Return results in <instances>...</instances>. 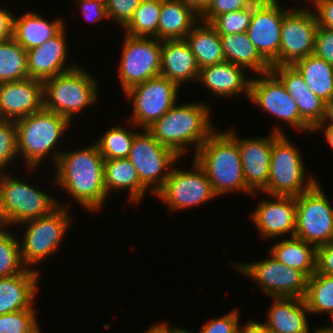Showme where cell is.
<instances>
[{
	"mask_svg": "<svg viewBox=\"0 0 333 333\" xmlns=\"http://www.w3.org/2000/svg\"><path fill=\"white\" fill-rule=\"evenodd\" d=\"M56 181L80 205L95 211L107 197L104 185V157L96 143L74 152L54 153Z\"/></svg>",
	"mask_w": 333,
	"mask_h": 333,
	"instance_id": "1",
	"label": "cell"
},
{
	"mask_svg": "<svg viewBox=\"0 0 333 333\" xmlns=\"http://www.w3.org/2000/svg\"><path fill=\"white\" fill-rule=\"evenodd\" d=\"M208 108L202 103L174 104L147 130L160 144L171 148L179 157L191 143H195L197 152L214 132Z\"/></svg>",
	"mask_w": 333,
	"mask_h": 333,
	"instance_id": "2",
	"label": "cell"
},
{
	"mask_svg": "<svg viewBox=\"0 0 333 333\" xmlns=\"http://www.w3.org/2000/svg\"><path fill=\"white\" fill-rule=\"evenodd\" d=\"M233 132H213L195 153L216 195L233 190L253 194L246 186L241 156Z\"/></svg>",
	"mask_w": 333,
	"mask_h": 333,
	"instance_id": "3",
	"label": "cell"
},
{
	"mask_svg": "<svg viewBox=\"0 0 333 333\" xmlns=\"http://www.w3.org/2000/svg\"><path fill=\"white\" fill-rule=\"evenodd\" d=\"M96 81L78 66L43 81V108L71 122L78 112L96 101Z\"/></svg>",
	"mask_w": 333,
	"mask_h": 333,
	"instance_id": "4",
	"label": "cell"
},
{
	"mask_svg": "<svg viewBox=\"0 0 333 333\" xmlns=\"http://www.w3.org/2000/svg\"><path fill=\"white\" fill-rule=\"evenodd\" d=\"M17 152H22L29 168L38 163L54 148L70 121L55 112L40 111L15 121Z\"/></svg>",
	"mask_w": 333,
	"mask_h": 333,
	"instance_id": "5",
	"label": "cell"
},
{
	"mask_svg": "<svg viewBox=\"0 0 333 333\" xmlns=\"http://www.w3.org/2000/svg\"><path fill=\"white\" fill-rule=\"evenodd\" d=\"M59 205L33 186L0 174V227L43 217Z\"/></svg>",
	"mask_w": 333,
	"mask_h": 333,
	"instance_id": "6",
	"label": "cell"
},
{
	"mask_svg": "<svg viewBox=\"0 0 333 333\" xmlns=\"http://www.w3.org/2000/svg\"><path fill=\"white\" fill-rule=\"evenodd\" d=\"M287 139L284 134H280L272 144L268 184L262 190L272 197H296L317 182L309 177L305 183V167L300 153Z\"/></svg>",
	"mask_w": 333,
	"mask_h": 333,
	"instance_id": "7",
	"label": "cell"
},
{
	"mask_svg": "<svg viewBox=\"0 0 333 333\" xmlns=\"http://www.w3.org/2000/svg\"><path fill=\"white\" fill-rule=\"evenodd\" d=\"M294 236L316 248L333 241V207L318 182L296 196Z\"/></svg>",
	"mask_w": 333,
	"mask_h": 333,
	"instance_id": "8",
	"label": "cell"
},
{
	"mask_svg": "<svg viewBox=\"0 0 333 333\" xmlns=\"http://www.w3.org/2000/svg\"><path fill=\"white\" fill-rule=\"evenodd\" d=\"M235 268L256 280L266 294L273 297L304 298L308 276L295 268L277 261L270 256L263 261L234 264Z\"/></svg>",
	"mask_w": 333,
	"mask_h": 333,
	"instance_id": "9",
	"label": "cell"
},
{
	"mask_svg": "<svg viewBox=\"0 0 333 333\" xmlns=\"http://www.w3.org/2000/svg\"><path fill=\"white\" fill-rule=\"evenodd\" d=\"M144 130L145 133L135 134L128 159L135 166L141 183L146 188L153 185L151 193L156 194L169 176L168 168L179 156L171 148L160 144L147 129ZM166 169L167 172L164 171Z\"/></svg>",
	"mask_w": 333,
	"mask_h": 333,
	"instance_id": "10",
	"label": "cell"
},
{
	"mask_svg": "<svg viewBox=\"0 0 333 333\" xmlns=\"http://www.w3.org/2000/svg\"><path fill=\"white\" fill-rule=\"evenodd\" d=\"M64 208L61 209V205H59L48 215L22 222L26 225L28 223L20 247L23 265L26 268L57 250L71 220L67 209Z\"/></svg>",
	"mask_w": 333,
	"mask_h": 333,
	"instance_id": "11",
	"label": "cell"
},
{
	"mask_svg": "<svg viewBox=\"0 0 333 333\" xmlns=\"http://www.w3.org/2000/svg\"><path fill=\"white\" fill-rule=\"evenodd\" d=\"M317 27L315 12L289 10L282 20L279 56L271 66L293 65L313 54Z\"/></svg>",
	"mask_w": 333,
	"mask_h": 333,
	"instance_id": "12",
	"label": "cell"
},
{
	"mask_svg": "<svg viewBox=\"0 0 333 333\" xmlns=\"http://www.w3.org/2000/svg\"><path fill=\"white\" fill-rule=\"evenodd\" d=\"M161 42L158 39L126 35L119 63L120 82L124 92L160 75Z\"/></svg>",
	"mask_w": 333,
	"mask_h": 333,
	"instance_id": "13",
	"label": "cell"
},
{
	"mask_svg": "<svg viewBox=\"0 0 333 333\" xmlns=\"http://www.w3.org/2000/svg\"><path fill=\"white\" fill-rule=\"evenodd\" d=\"M178 90L174 82L161 75L129 88L125 93L133 99V124L150 127L176 103Z\"/></svg>",
	"mask_w": 333,
	"mask_h": 333,
	"instance_id": "14",
	"label": "cell"
},
{
	"mask_svg": "<svg viewBox=\"0 0 333 333\" xmlns=\"http://www.w3.org/2000/svg\"><path fill=\"white\" fill-rule=\"evenodd\" d=\"M194 171L171 169L163 187L155 194L171 210L188 208L217 196L203 168L194 159Z\"/></svg>",
	"mask_w": 333,
	"mask_h": 333,
	"instance_id": "15",
	"label": "cell"
},
{
	"mask_svg": "<svg viewBox=\"0 0 333 333\" xmlns=\"http://www.w3.org/2000/svg\"><path fill=\"white\" fill-rule=\"evenodd\" d=\"M262 75L265 78L250 79L249 99L295 129L312 132L313 128L301 117L296 102L282 81L272 71Z\"/></svg>",
	"mask_w": 333,
	"mask_h": 333,
	"instance_id": "16",
	"label": "cell"
},
{
	"mask_svg": "<svg viewBox=\"0 0 333 333\" xmlns=\"http://www.w3.org/2000/svg\"><path fill=\"white\" fill-rule=\"evenodd\" d=\"M288 10L278 1L256 0L246 33L259 53L271 64L278 56L281 43V25Z\"/></svg>",
	"mask_w": 333,
	"mask_h": 333,
	"instance_id": "17",
	"label": "cell"
},
{
	"mask_svg": "<svg viewBox=\"0 0 333 333\" xmlns=\"http://www.w3.org/2000/svg\"><path fill=\"white\" fill-rule=\"evenodd\" d=\"M43 108V81L27 78L0 83V117L16 121Z\"/></svg>",
	"mask_w": 333,
	"mask_h": 333,
	"instance_id": "18",
	"label": "cell"
},
{
	"mask_svg": "<svg viewBox=\"0 0 333 333\" xmlns=\"http://www.w3.org/2000/svg\"><path fill=\"white\" fill-rule=\"evenodd\" d=\"M280 134L281 131L276 128L269 138L247 140L236 138L245 184L253 193L263 190L268 184L272 144Z\"/></svg>",
	"mask_w": 333,
	"mask_h": 333,
	"instance_id": "19",
	"label": "cell"
},
{
	"mask_svg": "<svg viewBox=\"0 0 333 333\" xmlns=\"http://www.w3.org/2000/svg\"><path fill=\"white\" fill-rule=\"evenodd\" d=\"M275 201H262L251 215L264 237L286 235L290 231L295 235L296 197L274 196ZM277 200V201H276Z\"/></svg>",
	"mask_w": 333,
	"mask_h": 333,
	"instance_id": "20",
	"label": "cell"
},
{
	"mask_svg": "<svg viewBox=\"0 0 333 333\" xmlns=\"http://www.w3.org/2000/svg\"><path fill=\"white\" fill-rule=\"evenodd\" d=\"M271 71L282 81L297 104L301 117L314 129L322 123L325 102L317 97L292 65L272 66Z\"/></svg>",
	"mask_w": 333,
	"mask_h": 333,
	"instance_id": "21",
	"label": "cell"
},
{
	"mask_svg": "<svg viewBox=\"0 0 333 333\" xmlns=\"http://www.w3.org/2000/svg\"><path fill=\"white\" fill-rule=\"evenodd\" d=\"M64 34L63 28L43 44L26 51L29 78L44 81L77 67L64 68L67 55Z\"/></svg>",
	"mask_w": 333,
	"mask_h": 333,
	"instance_id": "22",
	"label": "cell"
},
{
	"mask_svg": "<svg viewBox=\"0 0 333 333\" xmlns=\"http://www.w3.org/2000/svg\"><path fill=\"white\" fill-rule=\"evenodd\" d=\"M200 68L185 39L163 40L160 75L178 87L190 79L199 78Z\"/></svg>",
	"mask_w": 333,
	"mask_h": 333,
	"instance_id": "23",
	"label": "cell"
},
{
	"mask_svg": "<svg viewBox=\"0 0 333 333\" xmlns=\"http://www.w3.org/2000/svg\"><path fill=\"white\" fill-rule=\"evenodd\" d=\"M38 272L26 268L23 272L0 278V314L34 309Z\"/></svg>",
	"mask_w": 333,
	"mask_h": 333,
	"instance_id": "24",
	"label": "cell"
},
{
	"mask_svg": "<svg viewBox=\"0 0 333 333\" xmlns=\"http://www.w3.org/2000/svg\"><path fill=\"white\" fill-rule=\"evenodd\" d=\"M265 323L273 333H308L307 305L303 298L274 297Z\"/></svg>",
	"mask_w": 333,
	"mask_h": 333,
	"instance_id": "25",
	"label": "cell"
},
{
	"mask_svg": "<svg viewBox=\"0 0 333 333\" xmlns=\"http://www.w3.org/2000/svg\"><path fill=\"white\" fill-rule=\"evenodd\" d=\"M242 68L227 61L209 65L200 69L198 80L217 95L232 96L243 90L249 98L250 80Z\"/></svg>",
	"mask_w": 333,
	"mask_h": 333,
	"instance_id": "26",
	"label": "cell"
},
{
	"mask_svg": "<svg viewBox=\"0 0 333 333\" xmlns=\"http://www.w3.org/2000/svg\"><path fill=\"white\" fill-rule=\"evenodd\" d=\"M197 15L182 0H161L158 40L185 39L187 34L196 25V17H199Z\"/></svg>",
	"mask_w": 333,
	"mask_h": 333,
	"instance_id": "27",
	"label": "cell"
},
{
	"mask_svg": "<svg viewBox=\"0 0 333 333\" xmlns=\"http://www.w3.org/2000/svg\"><path fill=\"white\" fill-rule=\"evenodd\" d=\"M225 61L264 74L271 71V64L259 53L246 32L220 35Z\"/></svg>",
	"mask_w": 333,
	"mask_h": 333,
	"instance_id": "28",
	"label": "cell"
},
{
	"mask_svg": "<svg viewBox=\"0 0 333 333\" xmlns=\"http://www.w3.org/2000/svg\"><path fill=\"white\" fill-rule=\"evenodd\" d=\"M64 28L63 21L44 20L40 15L29 12L20 18H13V38L27 51L38 47L57 35Z\"/></svg>",
	"mask_w": 333,
	"mask_h": 333,
	"instance_id": "29",
	"label": "cell"
},
{
	"mask_svg": "<svg viewBox=\"0 0 333 333\" xmlns=\"http://www.w3.org/2000/svg\"><path fill=\"white\" fill-rule=\"evenodd\" d=\"M104 185L107 195L112 189L129 190V199L138 202L146 187L141 183L135 166L128 158L108 159L104 161Z\"/></svg>",
	"mask_w": 333,
	"mask_h": 333,
	"instance_id": "30",
	"label": "cell"
},
{
	"mask_svg": "<svg viewBox=\"0 0 333 333\" xmlns=\"http://www.w3.org/2000/svg\"><path fill=\"white\" fill-rule=\"evenodd\" d=\"M185 40L200 69L225 62L220 35L209 23L204 22L200 27L194 26Z\"/></svg>",
	"mask_w": 333,
	"mask_h": 333,
	"instance_id": "31",
	"label": "cell"
},
{
	"mask_svg": "<svg viewBox=\"0 0 333 333\" xmlns=\"http://www.w3.org/2000/svg\"><path fill=\"white\" fill-rule=\"evenodd\" d=\"M310 90L327 103L333 93V66L314 53L292 65Z\"/></svg>",
	"mask_w": 333,
	"mask_h": 333,
	"instance_id": "32",
	"label": "cell"
},
{
	"mask_svg": "<svg viewBox=\"0 0 333 333\" xmlns=\"http://www.w3.org/2000/svg\"><path fill=\"white\" fill-rule=\"evenodd\" d=\"M271 254L277 261L304 272L308 277L316 271V247L296 236L275 244Z\"/></svg>",
	"mask_w": 333,
	"mask_h": 333,
	"instance_id": "33",
	"label": "cell"
},
{
	"mask_svg": "<svg viewBox=\"0 0 333 333\" xmlns=\"http://www.w3.org/2000/svg\"><path fill=\"white\" fill-rule=\"evenodd\" d=\"M27 78L26 50L14 38L0 41V83Z\"/></svg>",
	"mask_w": 333,
	"mask_h": 333,
	"instance_id": "34",
	"label": "cell"
},
{
	"mask_svg": "<svg viewBox=\"0 0 333 333\" xmlns=\"http://www.w3.org/2000/svg\"><path fill=\"white\" fill-rule=\"evenodd\" d=\"M161 12V0H142L134 10L131 19L123 26L126 34L133 37L158 39V21Z\"/></svg>",
	"mask_w": 333,
	"mask_h": 333,
	"instance_id": "35",
	"label": "cell"
},
{
	"mask_svg": "<svg viewBox=\"0 0 333 333\" xmlns=\"http://www.w3.org/2000/svg\"><path fill=\"white\" fill-rule=\"evenodd\" d=\"M308 313L333 311V276L314 272L308 277L307 289L303 298Z\"/></svg>",
	"mask_w": 333,
	"mask_h": 333,
	"instance_id": "36",
	"label": "cell"
},
{
	"mask_svg": "<svg viewBox=\"0 0 333 333\" xmlns=\"http://www.w3.org/2000/svg\"><path fill=\"white\" fill-rule=\"evenodd\" d=\"M135 134L122 127H112L96 145L105 160L128 158Z\"/></svg>",
	"mask_w": 333,
	"mask_h": 333,
	"instance_id": "37",
	"label": "cell"
},
{
	"mask_svg": "<svg viewBox=\"0 0 333 333\" xmlns=\"http://www.w3.org/2000/svg\"><path fill=\"white\" fill-rule=\"evenodd\" d=\"M14 238L0 228V278L19 274L26 269L21 257V245Z\"/></svg>",
	"mask_w": 333,
	"mask_h": 333,
	"instance_id": "38",
	"label": "cell"
},
{
	"mask_svg": "<svg viewBox=\"0 0 333 333\" xmlns=\"http://www.w3.org/2000/svg\"><path fill=\"white\" fill-rule=\"evenodd\" d=\"M34 309L0 314V333H41Z\"/></svg>",
	"mask_w": 333,
	"mask_h": 333,
	"instance_id": "39",
	"label": "cell"
},
{
	"mask_svg": "<svg viewBox=\"0 0 333 333\" xmlns=\"http://www.w3.org/2000/svg\"><path fill=\"white\" fill-rule=\"evenodd\" d=\"M253 14V4L244 10L224 13L216 17L210 25L219 35L246 32Z\"/></svg>",
	"mask_w": 333,
	"mask_h": 333,
	"instance_id": "40",
	"label": "cell"
},
{
	"mask_svg": "<svg viewBox=\"0 0 333 333\" xmlns=\"http://www.w3.org/2000/svg\"><path fill=\"white\" fill-rule=\"evenodd\" d=\"M17 154L16 124L14 121H4L0 125V171Z\"/></svg>",
	"mask_w": 333,
	"mask_h": 333,
	"instance_id": "41",
	"label": "cell"
},
{
	"mask_svg": "<svg viewBox=\"0 0 333 333\" xmlns=\"http://www.w3.org/2000/svg\"><path fill=\"white\" fill-rule=\"evenodd\" d=\"M256 0H211L206 10L200 15L205 23H211L221 14L249 8Z\"/></svg>",
	"mask_w": 333,
	"mask_h": 333,
	"instance_id": "42",
	"label": "cell"
},
{
	"mask_svg": "<svg viewBox=\"0 0 333 333\" xmlns=\"http://www.w3.org/2000/svg\"><path fill=\"white\" fill-rule=\"evenodd\" d=\"M142 0H107L105 3L108 18L115 19L122 27L131 19L134 10Z\"/></svg>",
	"mask_w": 333,
	"mask_h": 333,
	"instance_id": "43",
	"label": "cell"
},
{
	"mask_svg": "<svg viewBox=\"0 0 333 333\" xmlns=\"http://www.w3.org/2000/svg\"><path fill=\"white\" fill-rule=\"evenodd\" d=\"M238 311L234 310L223 317L207 322L198 333H238ZM185 333H189L185 330Z\"/></svg>",
	"mask_w": 333,
	"mask_h": 333,
	"instance_id": "44",
	"label": "cell"
},
{
	"mask_svg": "<svg viewBox=\"0 0 333 333\" xmlns=\"http://www.w3.org/2000/svg\"><path fill=\"white\" fill-rule=\"evenodd\" d=\"M313 53L333 66V30L318 25Z\"/></svg>",
	"mask_w": 333,
	"mask_h": 333,
	"instance_id": "45",
	"label": "cell"
},
{
	"mask_svg": "<svg viewBox=\"0 0 333 333\" xmlns=\"http://www.w3.org/2000/svg\"><path fill=\"white\" fill-rule=\"evenodd\" d=\"M316 272L333 276V241L316 248Z\"/></svg>",
	"mask_w": 333,
	"mask_h": 333,
	"instance_id": "46",
	"label": "cell"
},
{
	"mask_svg": "<svg viewBox=\"0 0 333 333\" xmlns=\"http://www.w3.org/2000/svg\"><path fill=\"white\" fill-rule=\"evenodd\" d=\"M81 5L85 18L88 21H98L102 18H108L105 3L96 0H77Z\"/></svg>",
	"mask_w": 333,
	"mask_h": 333,
	"instance_id": "47",
	"label": "cell"
},
{
	"mask_svg": "<svg viewBox=\"0 0 333 333\" xmlns=\"http://www.w3.org/2000/svg\"><path fill=\"white\" fill-rule=\"evenodd\" d=\"M319 26L333 30V0H313Z\"/></svg>",
	"mask_w": 333,
	"mask_h": 333,
	"instance_id": "48",
	"label": "cell"
},
{
	"mask_svg": "<svg viewBox=\"0 0 333 333\" xmlns=\"http://www.w3.org/2000/svg\"><path fill=\"white\" fill-rule=\"evenodd\" d=\"M13 18L11 13L0 8V41L13 38Z\"/></svg>",
	"mask_w": 333,
	"mask_h": 333,
	"instance_id": "49",
	"label": "cell"
},
{
	"mask_svg": "<svg viewBox=\"0 0 333 333\" xmlns=\"http://www.w3.org/2000/svg\"><path fill=\"white\" fill-rule=\"evenodd\" d=\"M238 333H273L266 324L250 321Z\"/></svg>",
	"mask_w": 333,
	"mask_h": 333,
	"instance_id": "50",
	"label": "cell"
},
{
	"mask_svg": "<svg viewBox=\"0 0 333 333\" xmlns=\"http://www.w3.org/2000/svg\"><path fill=\"white\" fill-rule=\"evenodd\" d=\"M186 5L191 7L199 16L206 10L211 0H182Z\"/></svg>",
	"mask_w": 333,
	"mask_h": 333,
	"instance_id": "51",
	"label": "cell"
},
{
	"mask_svg": "<svg viewBox=\"0 0 333 333\" xmlns=\"http://www.w3.org/2000/svg\"><path fill=\"white\" fill-rule=\"evenodd\" d=\"M326 121H329L328 124H324ZM331 121V123H330ZM327 125V126H333V102H327L325 103V114H324V118L322 120V123H319L314 129V130H319V128L321 129L322 128H325L324 126Z\"/></svg>",
	"mask_w": 333,
	"mask_h": 333,
	"instance_id": "52",
	"label": "cell"
},
{
	"mask_svg": "<svg viewBox=\"0 0 333 333\" xmlns=\"http://www.w3.org/2000/svg\"><path fill=\"white\" fill-rule=\"evenodd\" d=\"M185 329L182 330L181 328H173L169 329V327L165 324H156L153 327H151L149 330H147L145 333H184Z\"/></svg>",
	"mask_w": 333,
	"mask_h": 333,
	"instance_id": "53",
	"label": "cell"
},
{
	"mask_svg": "<svg viewBox=\"0 0 333 333\" xmlns=\"http://www.w3.org/2000/svg\"><path fill=\"white\" fill-rule=\"evenodd\" d=\"M325 136H326V140L328 141L330 147H332L333 149V126H325Z\"/></svg>",
	"mask_w": 333,
	"mask_h": 333,
	"instance_id": "54",
	"label": "cell"
},
{
	"mask_svg": "<svg viewBox=\"0 0 333 333\" xmlns=\"http://www.w3.org/2000/svg\"><path fill=\"white\" fill-rule=\"evenodd\" d=\"M309 332H310V329H309L308 333H309ZM312 333H333V331L323 327V328H321V329H316V330H315L314 332H312Z\"/></svg>",
	"mask_w": 333,
	"mask_h": 333,
	"instance_id": "55",
	"label": "cell"
},
{
	"mask_svg": "<svg viewBox=\"0 0 333 333\" xmlns=\"http://www.w3.org/2000/svg\"><path fill=\"white\" fill-rule=\"evenodd\" d=\"M329 315H331L330 317L332 318V321H333V311L329 312ZM325 328L333 331V327L329 326V327H325Z\"/></svg>",
	"mask_w": 333,
	"mask_h": 333,
	"instance_id": "56",
	"label": "cell"
},
{
	"mask_svg": "<svg viewBox=\"0 0 333 333\" xmlns=\"http://www.w3.org/2000/svg\"><path fill=\"white\" fill-rule=\"evenodd\" d=\"M328 102H333V93H332L331 99Z\"/></svg>",
	"mask_w": 333,
	"mask_h": 333,
	"instance_id": "57",
	"label": "cell"
},
{
	"mask_svg": "<svg viewBox=\"0 0 333 333\" xmlns=\"http://www.w3.org/2000/svg\"><path fill=\"white\" fill-rule=\"evenodd\" d=\"M4 122V120L0 117V125Z\"/></svg>",
	"mask_w": 333,
	"mask_h": 333,
	"instance_id": "58",
	"label": "cell"
},
{
	"mask_svg": "<svg viewBox=\"0 0 333 333\" xmlns=\"http://www.w3.org/2000/svg\"><path fill=\"white\" fill-rule=\"evenodd\" d=\"M96 1H102L103 3H106V2H107V0H96Z\"/></svg>",
	"mask_w": 333,
	"mask_h": 333,
	"instance_id": "59",
	"label": "cell"
}]
</instances>
